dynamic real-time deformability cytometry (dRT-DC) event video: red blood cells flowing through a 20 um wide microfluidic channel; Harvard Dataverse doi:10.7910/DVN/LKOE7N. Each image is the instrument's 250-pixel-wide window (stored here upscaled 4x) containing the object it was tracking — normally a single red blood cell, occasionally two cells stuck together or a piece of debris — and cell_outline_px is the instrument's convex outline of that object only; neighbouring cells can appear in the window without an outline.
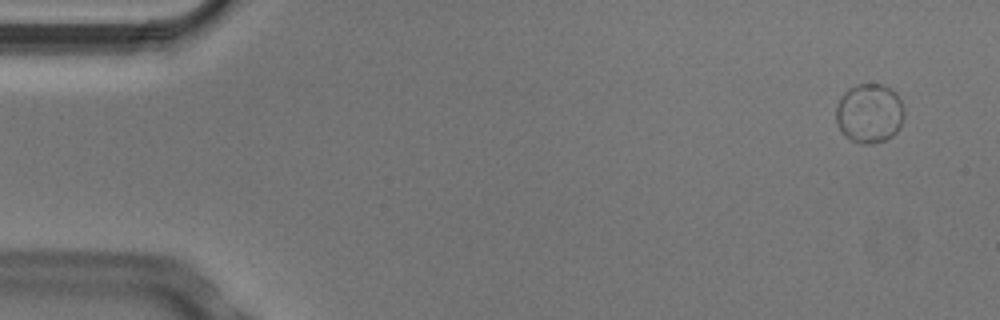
{"species": "Egyptian fruit bat (a non-hibernating species)", "species_latin": "Rousettus aegyptiacus", "temperature_condition": "cold", "stored_images_in_passage": 4, "camera_frame_rate_fps": 3000, "um_per_image_px": 0.085, "animal": {"sex": "male"}, "frame": {"image": 1, "passage_image": 1, "time_ms": 0.0, "image_size_px": [1000, 320], "cell_outline_px": [[904, 120], [900, 128], [892, 136], [884, 140], [872, 144], [860, 144], [844, 136], [840, 132], [836, 120], [836, 104], [844, 92], [848, 88], [856, 84], [884, 84], [896, 92], [904, 108]], "centroid_in_image_um": [73.9, 9.63], "position_along_channel_um": 11.1, "area_um2": 24.04}}